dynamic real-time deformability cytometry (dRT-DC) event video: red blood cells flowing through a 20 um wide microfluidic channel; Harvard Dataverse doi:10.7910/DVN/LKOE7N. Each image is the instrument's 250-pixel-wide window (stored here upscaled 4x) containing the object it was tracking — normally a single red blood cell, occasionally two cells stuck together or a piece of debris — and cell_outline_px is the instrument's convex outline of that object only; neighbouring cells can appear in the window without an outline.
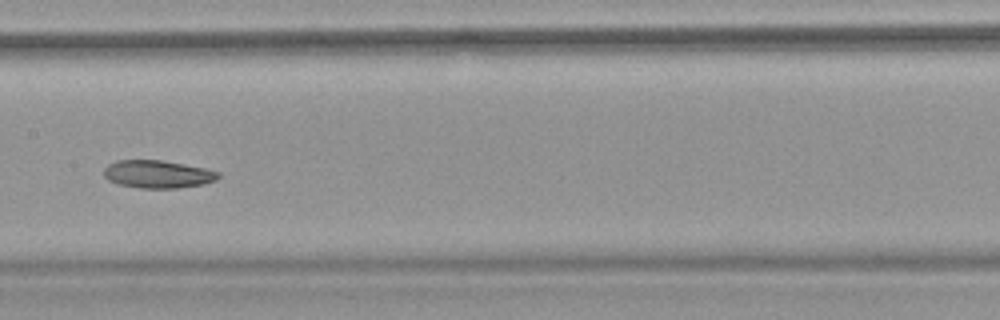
{"species": "common noctule bat (a hibernating species)", "species_latin": "Nyctalus noctula", "temperature_condition": "warm", "stored_images_in_passage": 10, "camera_frame_rate_fps": 3000, "um_per_image_px": 0.085, "animal": {"sex": "female", "body_mass_g": 18.4}, "frame": {"image": 1, "passage_image": 7, "time_ms": 8.333, "image_size_px": [1000, 320], "cell_outline_px": [[220, 176], [216, 180], [204, 184], [176, 188], [140, 188], [120, 184], [108, 180], [104, 176], [104, 168], [108, 164], [116, 160], [160, 160], [204, 168], [220, 172]], "centroid_in_image_um": [13.4, 14.8], "position_along_channel_um": 194.0, "area_um2": 18.44}}